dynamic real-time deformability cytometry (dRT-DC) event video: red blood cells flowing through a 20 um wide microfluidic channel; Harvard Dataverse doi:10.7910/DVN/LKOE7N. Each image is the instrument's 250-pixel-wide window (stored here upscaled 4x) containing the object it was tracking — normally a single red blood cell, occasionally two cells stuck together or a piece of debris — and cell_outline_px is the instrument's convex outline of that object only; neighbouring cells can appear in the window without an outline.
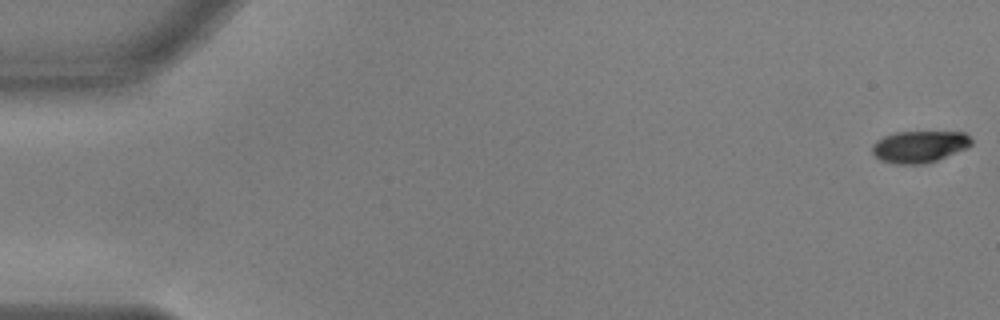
{"species": "common noctule bat (a hibernating species)", "species_latin": "Nyctalus noctula", "temperature_condition": "warm", "stored_images_in_passage": 16, "segment_of_instrument_passage": [1, 2], "camera_frame_rate_fps": 3000, "um_per_image_px": 0.085, "animal": {"sex": "male", "body_mass_g": 17.9, "forearm_length_mm": 54.2}, "frame": {"image": 1, "passage_image": 1, "time_ms": 0.0, "image_size_px": [1000, 320], "cell_outline_px": [[972, 144], [964, 148], [936, 160], [920, 164], [896, 164], [880, 160], [872, 152], [872, 144], [876, 140], [884, 136], [896, 132], [964, 132], [972, 140]], "centroid_in_image_um": [78.09, 12.45], "position_along_channel_um": 6.9, "area_um2": 18.09}}
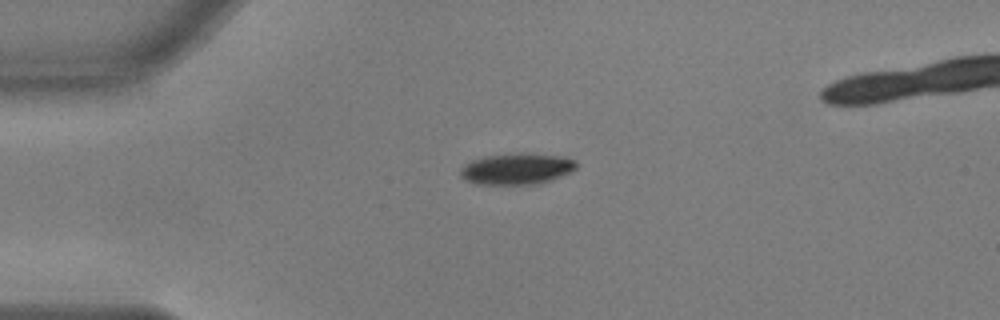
{"frame": {"image": 2, "passage_image": 14, "time_ms": 4.333, "image_size_px": [1000, 320], "cell_outline_px": [[576, 168], [552, 180], [540, 184], [476, 184], [464, 180], [460, 176], [460, 168], [464, 164], [472, 160], [488, 156], [564, 156], [576, 160]], "centroid_in_image_um": [43.87, 14.41], "position_along_channel_um": 41.1, "area_um2": 20.17}}